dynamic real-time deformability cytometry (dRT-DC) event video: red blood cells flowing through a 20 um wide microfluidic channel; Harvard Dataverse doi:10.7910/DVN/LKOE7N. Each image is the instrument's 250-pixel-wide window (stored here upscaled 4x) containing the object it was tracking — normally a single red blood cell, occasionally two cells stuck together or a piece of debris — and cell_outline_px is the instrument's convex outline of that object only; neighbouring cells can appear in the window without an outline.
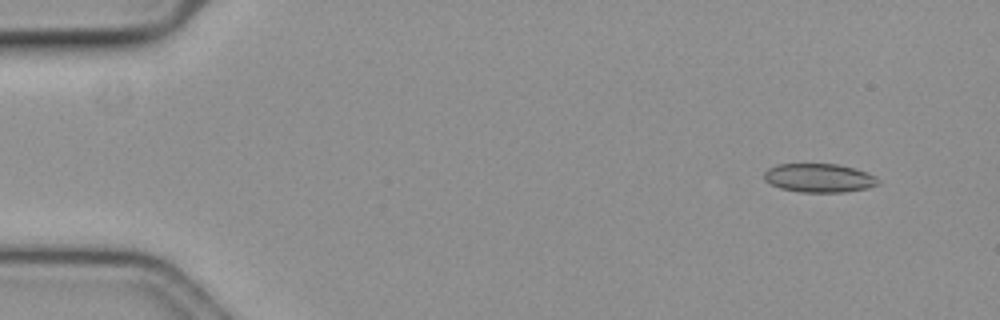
{"species": "common noctule bat (a hibernating species)", "species_latin": "Nyctalus noctula", "temperature_condition": "cold", "stored_images_in_passage": 60, "camera_frame_rate_fps": 3000, "um_per_image_px": 0.085, "animal": {"sex": "female", "body_mass_g": 19.3, "forearm_length_mm": 54.1}, "frame": {"image": 1, "passage_image": 6, "time_ms": 1.667, "image_size_px": [1000, 320], "cell_outline_px": [[880, 184], [868, 188], [844, 192], [800, 192], [780, 188], [764, 180], [764, 172], [768, 168], [776, 164], [840, 164], [856, 168], [876, 176], [880, 180]], "centroid_in_image_um": [69.65, 15.12], "position_along_channel_um": 15.3, "area_um2": 19.31}}
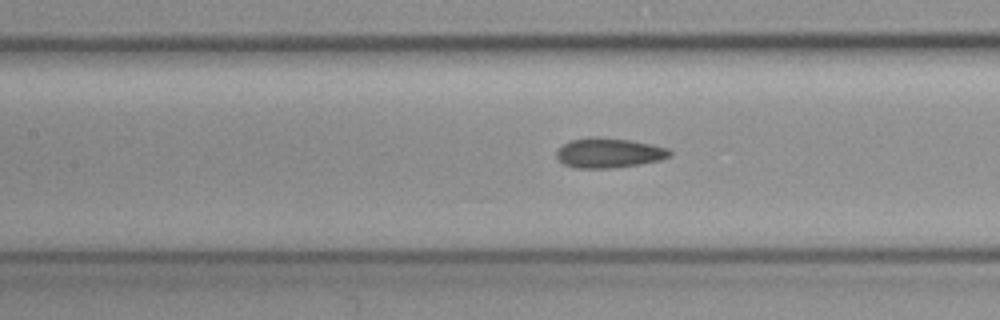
{"frame": {"image": 2, "passage_image": 28, "time_ms": 9.0, "image_size_px": [1000, 320], "cell_outline_px": [[672, 156], [660, 160], [640, 164], [612, 168], [572, 168], [564, 164], [556, 156], [556, 152], [564, 144], [572, 140], [592, 136], [596, 136], [628, 140], [652, 144], [668, 148], [672, 152]], "centroid_in_image_um": [51.78, 13.0], "position_along_channel_um": 155.6, "area_um2": 19.71}}
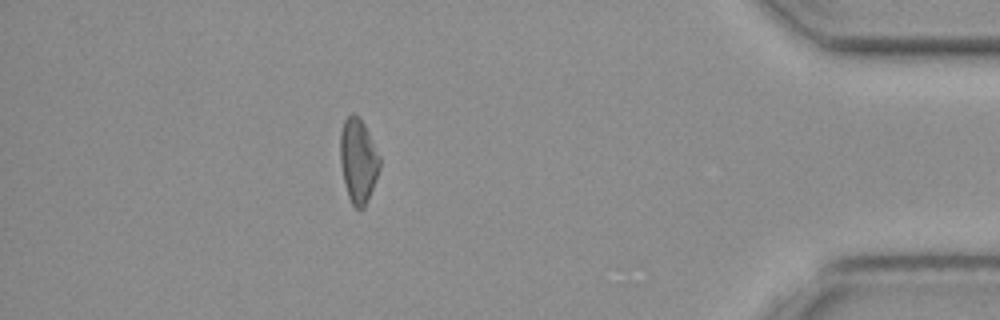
{"frame": {"image": 3, "passage_image": 53, "time_ms": 17.333, "image_size_px": [1000, 320], "cell_outline_px": [[380, 168], [376, 180], [368, 200], [364, 208], [356, 208], [352, 204], [348, 196], [340, 164], [340, 132], [344, 120], [352, 112], [364, 124], [380, 156]], "centroid_in_image_um": [30.44, 13.66], "position_along_channel_um": 404.8, "area_um2": 19.31}, "authors_computed_cell_mechanics": {"area_um2": 19.1029, "velocity_mm_per_s": 3.5706, "shape_relaxation_time_tau1_ms": null, "shape_relaxation_time_tau2_ms": 5.0861, "deformation_change_tau1": null, "deformation_change_tau2": 0.1057}}